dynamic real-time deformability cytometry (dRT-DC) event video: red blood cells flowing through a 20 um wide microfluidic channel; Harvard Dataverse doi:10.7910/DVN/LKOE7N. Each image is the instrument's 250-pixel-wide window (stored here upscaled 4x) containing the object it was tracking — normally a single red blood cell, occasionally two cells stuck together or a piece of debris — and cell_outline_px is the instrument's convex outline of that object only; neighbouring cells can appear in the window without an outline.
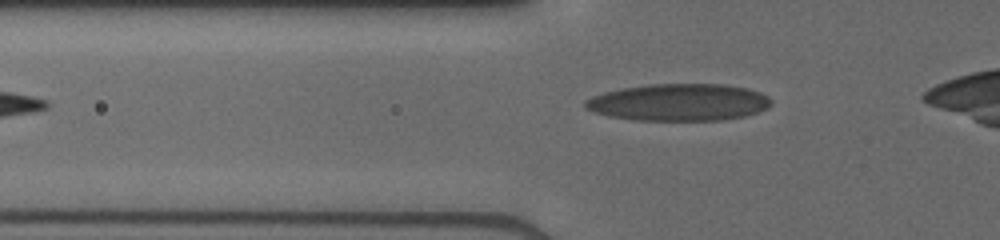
{"species": "human", "species_latin": "Homo sapiens", "temperature_condition": "cold", "stored_images_in_passage": 21, "camera_frame_rate_fps": 3000, "um_per_image_px": 0.085, "donor": {"sex": "male"}, "frame": {"image": 1, "passage_image": 2, "time_ms": 0.333, "image_size_px": [1000, 240], "cell_outline_px": [[772, 104], [768, 108], [744, 116], [724, 120], [636, 120], [608, 116], [592, 112], [584, 108], [584, 100], [592, 96], [604, 92], [620, 88], [648, 84], [724, 84], [748, 88], [760, 92], [768, 96], [772, 100]], "centroid_in_image_um": [57.69, 8.69], "position_along_channel_um": 68.1, "area_um2": 40.52}}
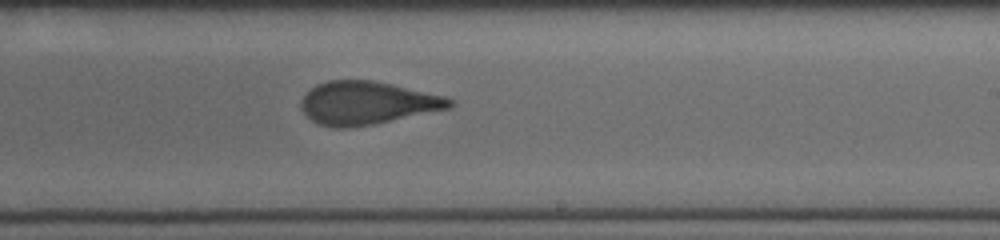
{"frame": {"image": 2, "passage_image": 11, "time_ms": 5.0, "image_size_px": [1000, 240], "cell_outline_px": [[456, 104], [448, 108], [376, 124], [348, 128], [332, 128], [316, 124], [304, 112], [300, 104], [300, 100], [316, 84], [328, 80], [372, 80], [392, 84], [444, 96], [456, 100]], "centroid_in_image_um": [31.2, 8.76], "position_along_channel_um": 257.8, "area_um2": 37.34}}
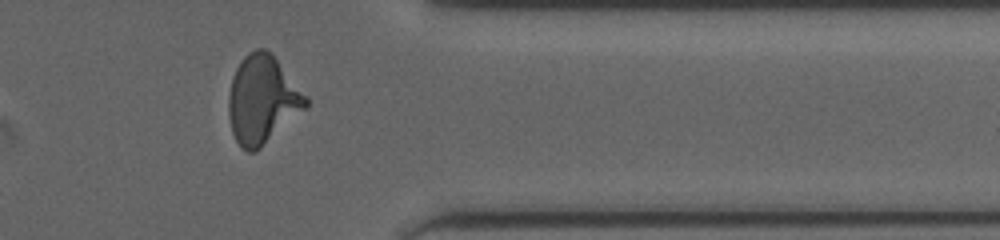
{"frame": {"image": 3, "passage_image": 18, "time_ms": 8.333, "image_size_px": [1000, 240], "cell_outline_px": [[308, 104], [304, 108], [256, 152], [248, 152], [240, 148], [232, 132], [228, 116], [228, 96], [232, 76], [240, 60], [248, 52], [256, 48], [264, 48], [272, 52], [308, 96]], "centroid_in_image_um": [22.27, 8.43], "position_along_channel_um": 389.1, "area_um2": 39.82}}